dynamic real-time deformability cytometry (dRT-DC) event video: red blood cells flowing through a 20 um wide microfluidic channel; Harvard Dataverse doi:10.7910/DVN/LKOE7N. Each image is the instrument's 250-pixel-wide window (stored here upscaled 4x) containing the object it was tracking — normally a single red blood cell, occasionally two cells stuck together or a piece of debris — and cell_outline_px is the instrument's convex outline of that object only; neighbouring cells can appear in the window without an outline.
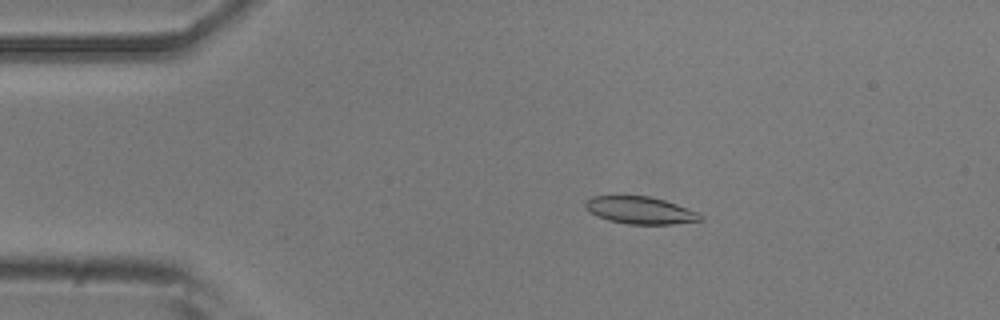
{"species": "common noctule bat (a hibernating species)", "species_latin": "Nyctalus noctula", "temperature_condition": "room temperature", "stored_images_in_passage": 53, "camera_frame_rate_fps": 3000, "um_per_image_px": 0.085, "animal": {"sex": "male", "body_mass_g": 20.5, "forearm_length_mm": 52.5}, "frame": {"image": 1, "passage_image": 10, "time_ms": 3.0, "image_size_px": [1000, 320], "cell_outline_px": [[704, 220], [672, 224], [628, 224], [608, 220], [596, 216], [588, 212], [584, 204], [592, 196], [648, 196], [664, 200], [700, 212], [704, 216]], "centroid_in_image_um": [54.45, 17.88], "position_along_channel_um": 30.6, "area_um2": 18.38}}
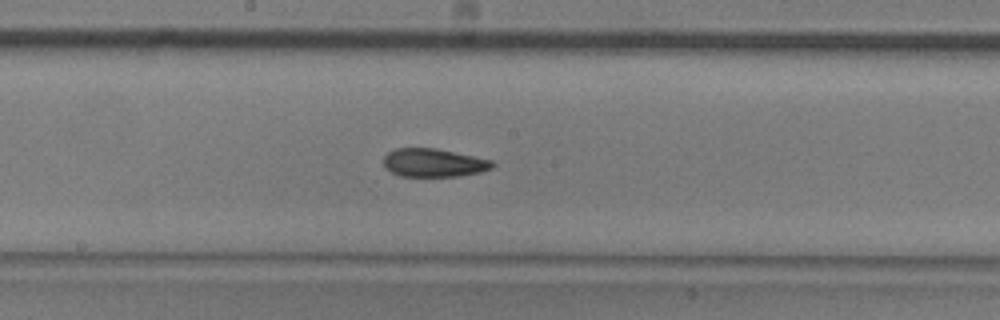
{"frame": {"image": 2, "passage_image": 28, "time_ms": 9.0, "image_size_px": [1000, 320], "cell_outline_px": [[496, 164], [492, 168], [480, 172], [456, 176], [400, 176], [384, 168], [384, 156], [388, 152], [396, 148], [436, 148], [492, 160]], "centroid_in_image_um": [36.85, 13.83], "position_along_channel_um": 211.3, "area_um2": 17.92}}
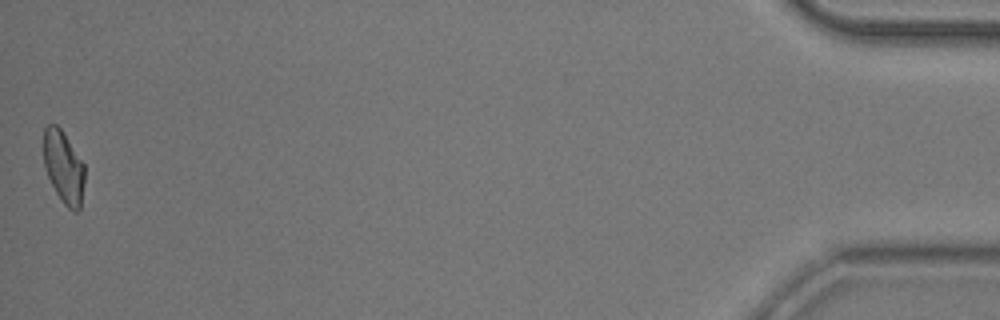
{"frame": {"image": 3, "passage_image": 53, "time_ms": 17.333, "image_size_px": [1000, 320], "cell_outline_px": [[84, 180], [80, 208], [76, 212], [72, 212], [64, 204], [56, 192], [48, 176], [44, 164], [44, 128], [48, 124], [56, 124], [60, 128], [84, 164]], "centroid_in_image_um": [5.41, 14.21], "position_along_channel_um": 429.8, "area_um2": 17.05}, "authors_computed_cell_mechanics": {"area_um2": 18.3804, "velocity_mm_per_s": 3.7935, "shape_relaxation_time_tau1_ms": 5.9604, "shape_relaxation_time_tau2_ms": 3.8229, "deformation_change_tau1": 0.1714, "deformation_change_tau2": 0.1027}}